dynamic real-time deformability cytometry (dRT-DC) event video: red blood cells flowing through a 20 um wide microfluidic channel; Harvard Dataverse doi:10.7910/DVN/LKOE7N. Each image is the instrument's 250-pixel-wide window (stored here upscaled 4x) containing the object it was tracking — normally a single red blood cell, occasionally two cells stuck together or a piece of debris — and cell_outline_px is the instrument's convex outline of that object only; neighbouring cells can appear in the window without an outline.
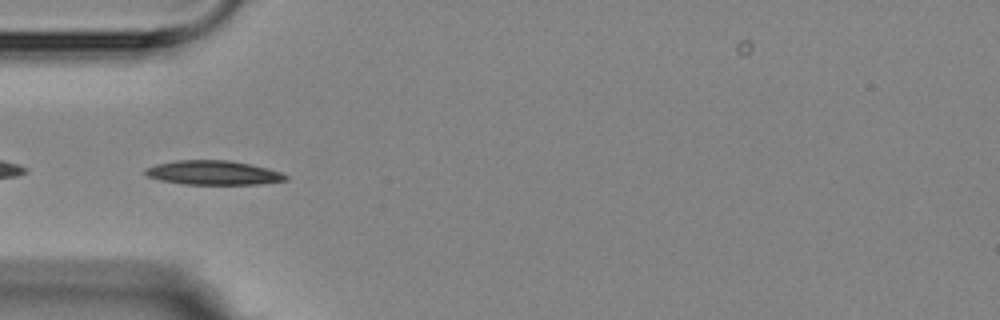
{"species": "Egyptian fruit bat (a non-hibernating species)", "species_latin": "Rousettus aegyptiacus", "temperature_condition": "room temperature", "stored_images_in_passage": 7, "camera_frame_rate_fps": 3000, "um_per_image_px": 0.085, "animal": {"sex": "female"}, "frame": {"image": 1, "passage_image": 5, "time_ms": 5.0, "image_size_px": [1000, 320], "cell_outline_px": [[288, 180], [260, 184], [184, 184], [160, 180], [148, 176], [144, 172], [144, 168], [156, 164], [176, 160], [228, 160], [268, 168], [280, 172], [288, 176]], "centroid_in_image_um": [18.12, 14.68], "position_along_channel_um": 66.9, "area_um2": 19.77}}
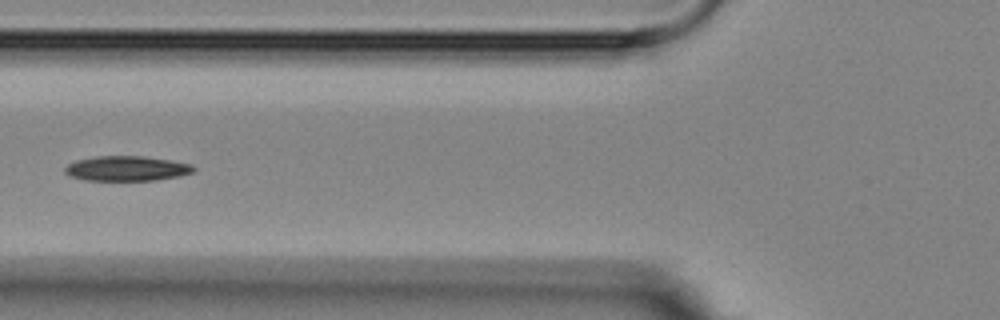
{"frame": {"image": 2, "passage_image": 6, "time_ms": 6.333, "image_size_px": [1000, 320], "cell_outline_px": [[196, 168], [192, 172], [180, 176], [156, 180], [84, 180], [68, 176], [64, 172], [64, 168], [68, 164], [76, 160], [96, 156], [144, 156], [172, 160], [192, 164]], "centroid_in_image_um": [10.76, 14.32], "position_along_channel_um": 115.0, "area_um2": 18.84}}
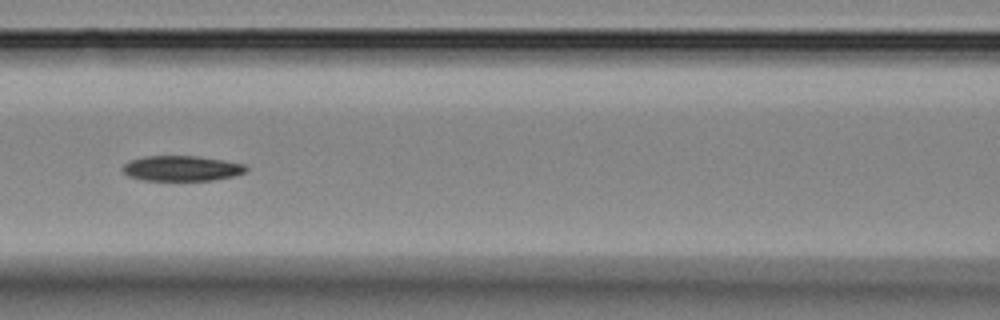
{"frame": {"image": 3, "passage_image": 7, "time_ms": 7.333, "image_size_px": [1000, 320], "cell_outline_px": [[248, 172], [232, 176], [212, 180], [140, 180], [128, 176], [120, 168], [128, 160], [144, 156], [200, 156], [224, 160], [244, 164], [248, 168]], "centroid_in_image_um": [15.42, 14.3], "position_along_channel_um": 151.2, "area_um2": 18.38}}